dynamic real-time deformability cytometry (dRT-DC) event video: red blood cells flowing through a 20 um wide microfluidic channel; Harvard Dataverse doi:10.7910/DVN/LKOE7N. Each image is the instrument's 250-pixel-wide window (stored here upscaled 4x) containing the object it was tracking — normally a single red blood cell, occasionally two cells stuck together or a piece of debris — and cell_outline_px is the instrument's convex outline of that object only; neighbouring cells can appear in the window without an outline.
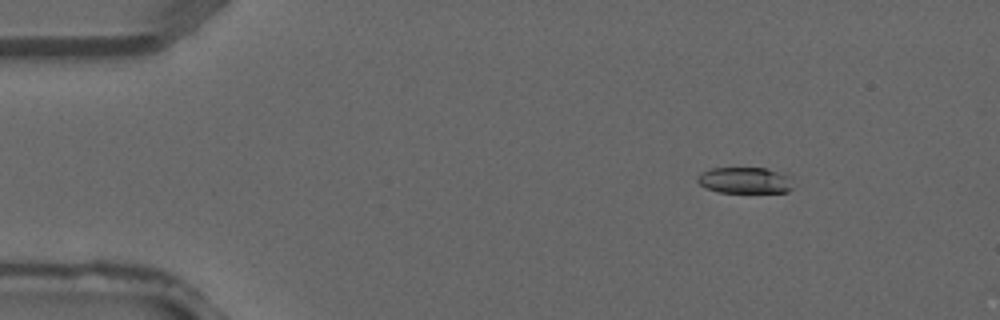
{"species": "common noctule bat (a hibernating species)", "species_latin": "Nyctalus noctula", "temperature_condition": "warm", "stored_images_in_passage": 2, "camera_frame_rate_fps": 3000, "um_per_image_px": 0.085, "animal": {"sex": "male", "forearm_length_mm": 52.5}, "frame": {"image": 1, "passage_image": 1, "time_ms": 0.0, "image_size_px": [1000, 320], "cell_outline_px": [[792, 188], [788, 192], [720, 192], [704, 188], [696, 180], [696, 176], [712, 168], [764, 168], [792, 176]], "centroid_in_image_um": [63.32, 15.33], "position_along_channel_um": 21.7, "area_um2": 14.62}}